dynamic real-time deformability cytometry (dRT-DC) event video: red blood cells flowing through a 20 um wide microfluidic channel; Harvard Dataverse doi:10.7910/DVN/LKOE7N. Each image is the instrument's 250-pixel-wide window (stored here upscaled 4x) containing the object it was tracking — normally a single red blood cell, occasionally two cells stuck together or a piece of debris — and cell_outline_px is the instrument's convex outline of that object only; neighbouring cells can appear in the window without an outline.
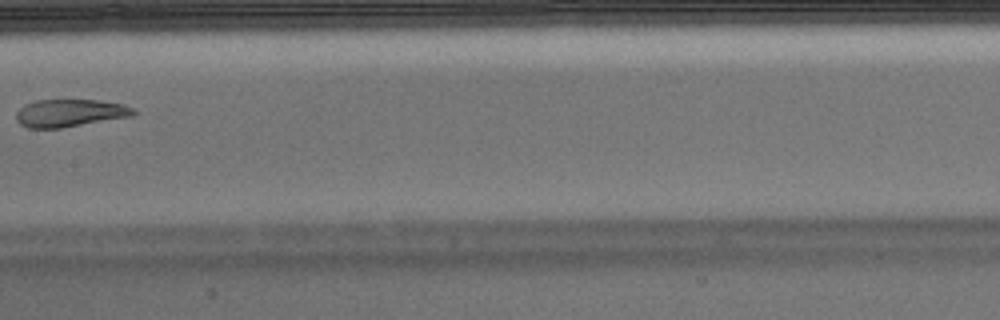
{"species": "Egyptian fruit bat (a non-hibernating species)", "species_latin": "Rousettus aegyptiacus", "temperature_condition": "warm", "stored_images_in_passage": 7, "camera_frame_rate_fps": 3000, "um_per_image_px": 0.085, "animal": {"sex": "male"}, "frame": {"image": 1, "passage_image": 7, "time_ms": 2.0, "image_size_px": [1000, 320], "cell_outline_px": [[136, 112], [132, 116], [60, 128], [28, 128], [20, 124], [16, 120], [16, 112], [24, 104], [36, 100], [100, 100], [124, 104], [136, 108]], "centroid_in_image_um": [5.94, 9.6], "position_along_channel_um": 201.5, "area_um2": 18.96}}